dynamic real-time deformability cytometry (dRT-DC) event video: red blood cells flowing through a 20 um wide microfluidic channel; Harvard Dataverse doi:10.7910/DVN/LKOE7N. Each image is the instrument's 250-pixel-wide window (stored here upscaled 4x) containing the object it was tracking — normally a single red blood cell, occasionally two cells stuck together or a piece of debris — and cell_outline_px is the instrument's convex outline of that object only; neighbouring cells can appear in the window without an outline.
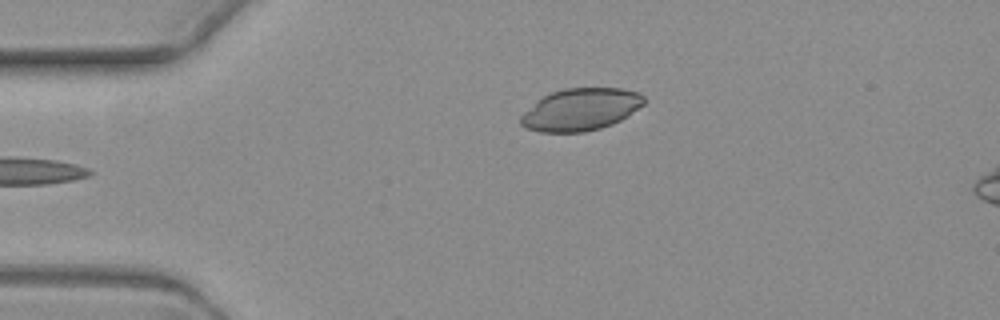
{"species": "common noctule bat (a hibernating species)", "species_latin": "Nyctalus noctula", "temperature_condition": "warm", "stored_images_in_passage": 4, "camera_frame_rate_fps": 3000, "um_per_image_px": 0.085, "animal": {"sex": "female", "body_mass_g": 19.3, "forearm_length_mm": 54.1}, "frame": {"image": 1, "passage_image": 4, "time_ms": 4.333, "image_size_px": [1000, 320], "cell_outline_px": [[644, 104], [628, 116], [612, 124], [600, 128], [584, 132], [540, 132], [528, 128], [520, 124], [520, 116], [524, 112], [544, 96], [552, 92], [564, 88], [620, 88], [640, 92], [644, 96]], "centroid_in_image_um": [49.39, 9.3], "position_along_channel_um": 35.6, "area_um2": 30.17}}